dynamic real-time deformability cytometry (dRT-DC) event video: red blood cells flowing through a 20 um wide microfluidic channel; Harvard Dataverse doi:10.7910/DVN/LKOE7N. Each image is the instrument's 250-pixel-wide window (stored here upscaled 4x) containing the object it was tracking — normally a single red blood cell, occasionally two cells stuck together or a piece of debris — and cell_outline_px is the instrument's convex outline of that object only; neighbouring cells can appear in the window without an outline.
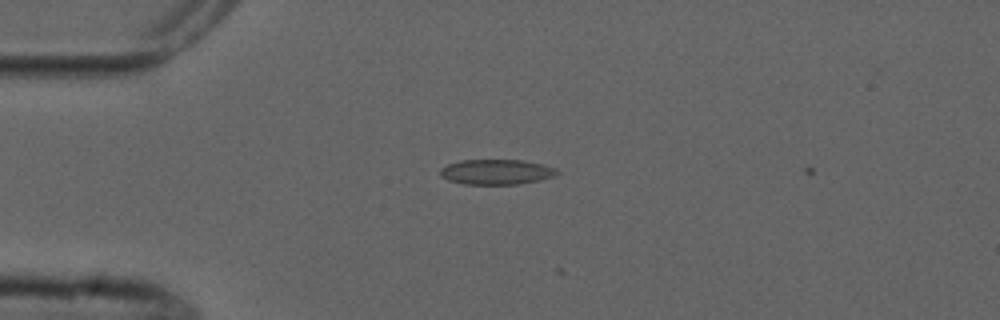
{"species": "common noctule bat (a hibernating species)", "species_latin": "Nyctalus noctula", "temperature_condition": "cold", "stored_images_in_passage": 2, "camera_frame_rate_fps": 3000, "um_per_image_px": 0.085, "animal": {"sex": "male", "forearm_length_mm": 52.5}, "frame": {"image": 1, "passage_image": 1, "time_ms": 0.0, "image_size_px": [1000, 320], "cell_outline_px": [[560, 172], [556, 176], [540, 180], [520, 184], [464, 184], [448, 180], [440, 176], [440, 168], [448, 164], [460, 160], [520, 160], [540, 164], [556, 168]], "centroid_in_image_um": [42.19, 14.62], "position_along_channel_um": 42.8, "area_um2": 17.17}}